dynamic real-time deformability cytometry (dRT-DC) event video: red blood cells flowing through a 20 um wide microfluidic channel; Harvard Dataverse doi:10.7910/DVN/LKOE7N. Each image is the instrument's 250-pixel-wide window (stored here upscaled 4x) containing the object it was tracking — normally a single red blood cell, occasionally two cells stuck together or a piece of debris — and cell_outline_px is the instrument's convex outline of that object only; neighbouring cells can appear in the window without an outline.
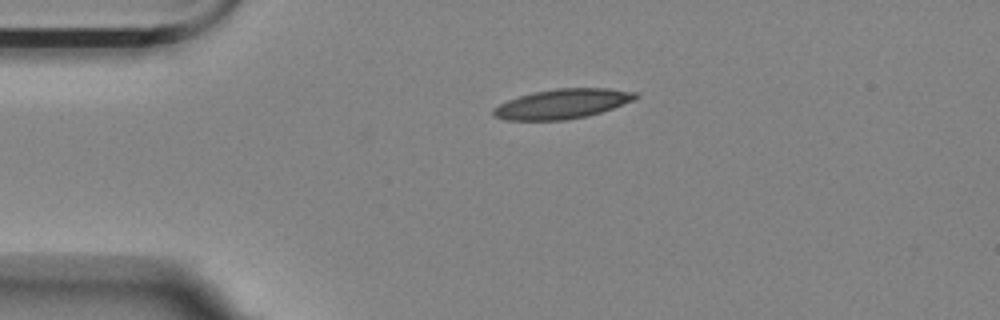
{"species": "Egyptian fruit bat (a non-hibernating species)", "species_latin": "Rousettus aegyptiacus", "temperature_condition": "room temperature", "stored_images_in_passage": 46, "camera_frame_rate_fps": 3000, "um_per_image_px": 0.085, "animal": {"sex": "female"}, "frame": {"image": 1, "passage_image": 1, "time_ms": 0.0, "image_size_px": [1000, 320], "cell_outline_px": [[640, 96], [632, 100], [612, 108], [588, 116], [568, 120], [504, 120], [492, 116], [492, 108], [508, 100], [532, 92], [556, 88], [608, 88], [636, 92]], "centroid_in_image_um": [47.76, 8.83], "position_along_channel_um": 37.2, "area_um2": 24.62}}
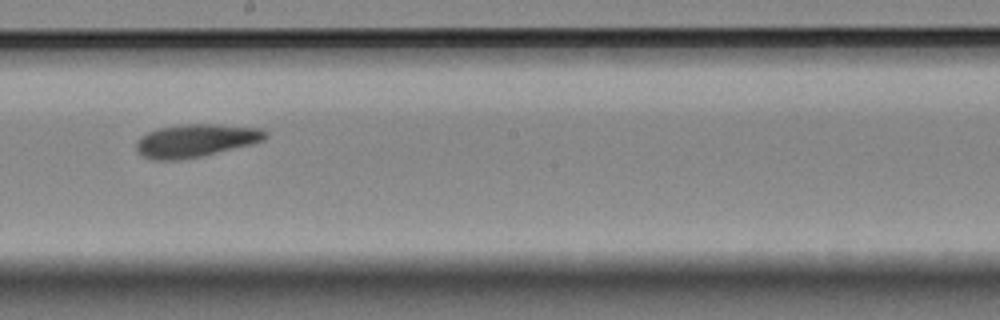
{"frame": {"image": 2, "passage_image": 20, "time_ms": 6.333, "image_size_px": [1000, 320], "cell_outline_px": [[268, 136], [264, 140], [252, 144], [200, 156], [176, 160], [152, 160], [144, 156], [136, 148], [136, 140], [148, 132], [160, 128], [188, 124], [216, 124], [260, 128], [268, 132]], "centroid_in_image_um": [16.66, 11.94], "position_along_channel_um": 231.5, "area_um2": 24.51}}
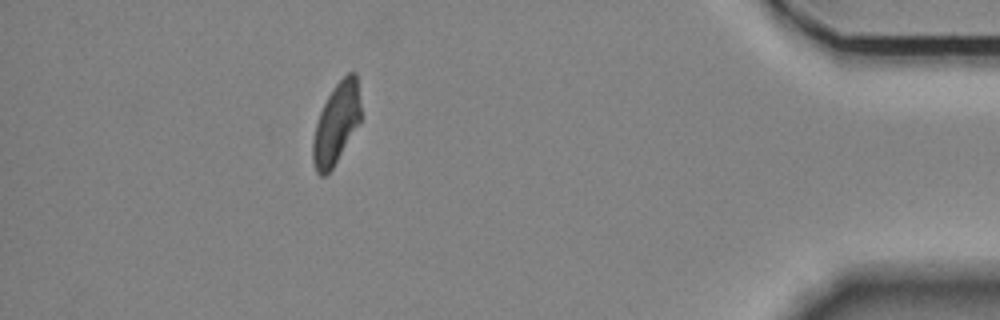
{"frame": {"image": 3, "passage_image": 39, "time_ms": 12.667, "image_size_px": [1000, 320], "cell_outline_px": [[360, 120], [332, 168], [324, 176], [320, 176], [316, 172], [312, 160], [312, 140], [316, 124], [320, 112], [332, 88], [348, 72], [356, 72], [360, 104]], "centroid_in_image_um": [28.55, 10.49], "position_along_channel_um": 406.6, "area_um2": 22.14}, "authors_computed_cell_mechanics": {"area_um2": 23.987, "velocity_mm_per_s": 3.5495, "shape_relaxation_time_tau1_ms": 7.41, "shape_relaxation_time_tau2_ms": 6.4738, "deformation_change_tau1": 0.1595, "deformation_change_tau2": 0.1294}}